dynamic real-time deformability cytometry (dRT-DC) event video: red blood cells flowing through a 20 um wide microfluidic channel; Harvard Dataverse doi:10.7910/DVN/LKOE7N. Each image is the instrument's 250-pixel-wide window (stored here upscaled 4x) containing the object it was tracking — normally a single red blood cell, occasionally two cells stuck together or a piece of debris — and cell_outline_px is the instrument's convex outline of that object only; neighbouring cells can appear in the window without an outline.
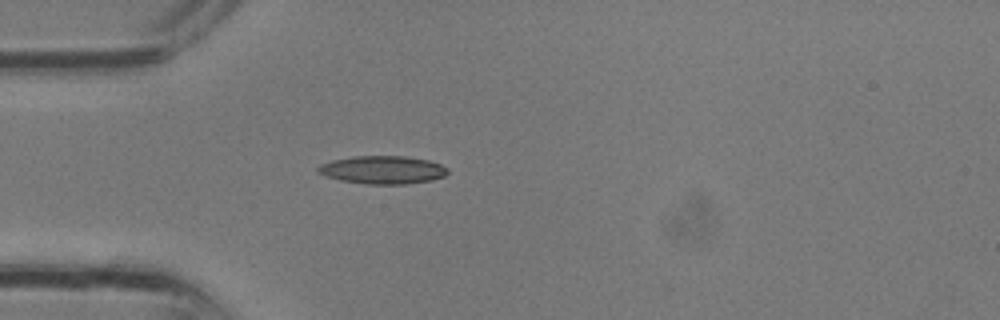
{"species": "common noctule bat (a hibernating species)", "species_latin": "Nyctalus noctula", "temperature_condition": "room temperature", "stored_images_in_passage": 3, "camera_frame_rate_fps": 3000, "um_per_image_px": 0.085, "animal": {"sex": "male", "body_mass_g": 13.3}, "frame": {"image": 1, "passage_image": 3, "time_ms": 0.667, "image_size_px": [1000, 320], "cell_outline_px": [[448, 172], [444, 176], [432, 180], [408, 184], [368, 184], [340, 180], [324, 176], [316, 172], [316, 168], [320, 164], [332, 160], [352, 156], [404, 156], [428, 160], [440, 164], [448, 168]], "centroid_in_image_um": [32.49, 14.44], "position_along_channel_um": 52.5, "area_um2": 21.33}}